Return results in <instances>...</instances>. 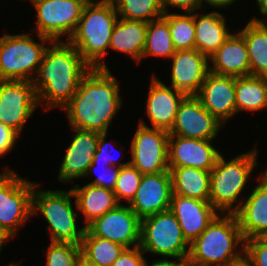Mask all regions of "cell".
Wrapping results in <instances>:
<instances>
[{
	"label": "cell",
	"mask_w": 267,
	"mask_h": 266,
	"mask_svg": "<svg viewBox=\"0 0 267 266\" xmlns=\"http://www.w3.org/2000/svg\"><path fill=\"white\" fill-rule=\"evenodd\" d=\"M257 164L256 147L228 162L222 155L219 156L210 171L209 202L220 214H234L240 208L244 200L238 198ZM235 203L236 206H233Z\"/></svg>",
	"instance_id": "5b68a950"
},
{
	"label": "cell",
	"mask_w": 267,
	"mask_h": 266,
	"mask_svg": "<svg viewBox=\"0 0 267 266\" xmlns=\"http://www.w3.org/2000/svg\"><path fill=\"white\" fill-rule=\"evenodd\" d=\"M107 134L108 133H99L98 144L96 152L94 153V157L92 159V163L96 166L101 161L102 163L108 164L109 166H116L119 168L129 165L130 161L118 164L117 160L112 155H110V151L112 150L108 148V143L107 141H105Z\"/></svg>",
	"instance_id": "8d00e7d4"
},
{
	"label": "cell",
	"mask_w": 267,
	"mask_h": 266,
	"mask_svg": "<svg viewBox=\"0 0 267 266\" xmlns=\"http://www.w3.org/2000/svg\"><path fill=\"white\" fill-rule=\"evenodd\" d=\"M119 19L111 0L87 3L68 41L91 68L108 69L105 61L114 26Z\"/></svg>",
	"instance_id": "3957f363"
},
{
	"label": "cell",
	"mask_w": 267,
	"mask_h": 266,
	"mask_svg": "<svg viewBox=\"0 0 267 266\" xmlns=\"http://www.w3.org/2000/svg\"><path fill=\"white\" fill-rule=\"evenodd\" d=\"M39 106L30 81H0V122L21 135L27 119Z\"/></svg>",
	"instance_id": "7c38bea8"
},
{
	"label": "cell",
	"mask_w": 267,
	"mask_h": 266,
	"mask_svg": "<svg viewBox=\"0 0 267 266\" xmlns=\"http://www.w3.org/2000/svg\"><path fill=\"white\" fill-rule=\"evenodd\" d=\"M238 32L245 39L250 75L267 77V22L252 18Z\"/></svg>",
	"instance_id": "4316f807"
},
{
	"label": "cell",
	"mask_w": 267,
	"mask_h": 266,
	"mask_svg": "<svg viewBox=\"0 0 267 266\" xmlns=\"http://www.w3.org/2000/svg\"><path fill=\"white\" fill-rule=\"evenodd\" d=\"M75 266H100V265L91 262L90 260L86 259L82 254H80Z\"/></svg>",
	"instance_id": "f6af8a7d"
},
{
	"label": "cell",
	"mask_w": 267,
	"mask_h": 266,
	"mask_svg": "<svg viewBox=\"0 0 267 266\" xmlns=\"http://www.w3.org/2000/svg\"><path fill=\"white\" fill-rule=\"evenodd\" d=\"M237 248L241 250L237 252ZM241 254H244V238L237 217L219 213L190 243L186 262L192 266H225L239 259Z\"/></svg>",
	"instance_id": "277c9868"
},
{
	"label": "cell",
	"mask_w": 267,
	"mask_h": 266,
	"mask_svg": "<svg viewBox=\"0 0 267 266\" xmlns=\"http://www.w3.org/2000/svg\"><path fill=\"white\" fill-rule=\"evenodd\" d=\"M85 3H94L95 1L92 0H83Z\"/></svg>",
	"instance_id": "c3c4849f"
},
{
	"label": "cell",
	"mask_w": 267,
	"mask_h": 266,
	"mask_svg": "<svg viewBox=\"0 0 267 266\" xmlns=\"http://www.w3.org/2000/svg\"><path fill=\"white\" fill-rule=\"evenodd\" d=\"M144 253L187 261L190 244L174 214L164 211L141 220L140 245Z\"/></svg>",
	"instance_id": "ba28073f"
},
{
	"label": "cell",
	"mask_w": 267,
	"mask_h": 266,
	"mask_svg": "<svg viewBox=\"0 0 267 266\" xmlns=\"http://www.w3.org/2000/svg\"><path fill=\"white\" fill-rule=\"evenodd\" d=\"M9 266H18V264H16V263H11V264H9Z\"/></svg>",
	"instance_id": "681fc988"
},
{
	"label": "cell",
	"mask_w": 267,
	"mask_h": 266,
	"mask_svg": "<svg viewBox=\"0 0 267 266\" xmlns=\"http://www.w3.org/2000/svg\"><path fill=\"white\" fill-rule=\"evenodd\" d=\"M171 38L177 50L195 49V12L186 14L164 13Z\"/></svg>",
	"instance_id": "d6a6232c"
},
{
	"label": "cell",
	"mask_w": 267,
	"mask_h": 266,
	"mask_svg": "<svg viewBox=\"0 0 267 266\" xmlns=\"http://www.w3.org/2000/svg\"><path fill=\"white\" fill-rule=\"evenodd\" d=\"M32 4L37 11V35L62 41L60 36L67 34L69 40L74 33L87 3L83 0H35Z\"/></svg>",
	"instance_id": "30bf717a"
},
{
	"label": "cell",
	"mask_w": 267,
	"mask_h": 266,
	"mask_svg": "<svg viewBox=\"0 0 267 266\" xmlns=\"http://www.w3.org/2000/svg\"><path fill=\"white\" fill-rule=\"evenodd\" d=\"M119 18L150 22L163 17L160 0H111Z\"/></svg>",
	"instance_id": "1f68e13d"
},
{
	"label": "cell",
	"mask_w": 267,
	"mask_h": 266,
	"mask_svg": "<svg viewBox=\"0 0 267 266\" xmlns=\"http://www.w3.org/2000/svg\"><path fill=\"white\" fill-rule=\"evenodd\" d=\"M236 114L242 111H260L267 108V77H234Z\"/></svg>",
	"instance_id": "f1b7e54d"
},
{
	"label": "cell",
	"mask_w": 267,
	"mask_h": 266,
	"mask_svg": "<svg viewBox=\"0 0 267 266\" xmlns=\"http://www.w3.org/2000/svg\"><path fill=\"white\" fill-rule=\"evenodd\" d=\"M144 252L139 246L125 248L112 266H143Z\"/></svg>",
	"instance_id": "f35d334b"
},
{
	"label": "cell",
	"mask_w": 267,
	"mask_h": 266,
	"mask_svg": "<svg viewBox=\"0 0 267 266\" xmlns=\"http://www.w3.org/2000/svg\"><path fill=\"white\" fill-rule=\"evenodd\" d=\"M144 122L140 120L132 138L130 164L142 174L169 172V133L150 128Z\"/></svg>",
	"instance_id": "8fae6325"
},
{
	"label": "cell",
	"mask_w": 267,
	"mask_h": 266,
	"mask_svg": "<svg viewBox=\"0 0 267 266\" xmlns=\"http://www.w3.org/2000/svg\"><path fill=\"white\" fill-rule=\"evenodd\" d=\"M38 184L34 183L32 192V216L38 211L49 224L51 242L73 243L81 246L86 230L77 227V213L72 208L71 197H74L72 190H48L37 189Z\"/></svg>",
	"instance_id": "8992f818"
},
{
	"label": "cell",
	"mask_w": 267,
	"mask_h": 266,
	"mask_svg": "<svg viewBox=\"0 0 267 266\" xmlns=\"http://www.w3.org/2000/svg\"><path fill=\"white\" fill-rule=\"evenodd\" d=\"M18 136L20 134L17 131L0 122V157L12 151Z\"/></svg>",
	"instance_id": "ab89813d"
},
{
	"label": "cell",
	"mask_w": 267,
	"mask_h": 266,
	"mask_svg": "<svg viewBox=\"0 0 267 266\" xmlns=\"http://www.w3.org/2000/svg\"><path fill=\"white\" fill-rule=\"evenodd\" d=\"M71 190L75 197V208L84 215L85 226L119 205L115 193L108 188L91 184L79 188L76 184Z\"/></svg>",
	"instance_id": "cb8c5ba5"
},
{
	"label": "cell",
	"mask_w": 267,
	"mask_h": 266,
	"mask_svg": "<svg viewBox=\"0 0 267 266\" xmlns=\"http://www.w3.org/2000/svg\"><path fill=\"white\" fill-rule=\"evenodd\" d=\"M81 248L73 243L51 242L46 254V266H75Z\"/></svg>",
	"instance_id": "e575fe53"
},
{
	"label": "cell",
	"mask_w": 267,
	"mask_h": 266,
	"mask_svg": "<svg viewBox=\"0 0 267 266\" xmlns=\"http://www.w3.org/2000/svg\"><path fill=\"white\" fill-rule=\"evenodd\" d=\"M211 141L169 135V167H192L211 171L221 155Z\"/></svg>",
	"instance_id": "e0dca14e"
},
{
	"label": "cell",
	"mask_w": 267,
	"mask_h": 266,
	"mask_svg": "<svg viewBox=\"0 0 267 266\" xmlns=\"http://www.w3.org/2000/svg\"><path fill=\"white\" fill-rule=\"evenodd\" d=\"M173 194L170 172L143 174L130 208L142 220L170 210Z\"/></svg>",
	"instance_id": "9a60e30c"
},
{
	"label": "cell",
	"mask_w": 267,
	"mask_h": 266,
	"mask_svg": "<svg viewBox=\"0 0 267 266\" xmlns=\"http://www.w3.org/2000/svg\"><path fill=\"white\" fill-rule=\"evenodd\" d=\"M173 194L209 201L210 171L192 167H169Z\"/></svg>",
	"instance_id": "83f0119b"
},
{
	"label": "cell",
	"mask_w": 267,
	"mask_h": 266,
	"mask_svg": "<svg viewBox=\"0 0 267 266\" xmlns=\"http://www.w3.org/2000/svg\"><path fill=\"white\" fill-rule=\"evenodd\" d=\"M225 20V15L216 11L200 16L195 12V49L212 56L231 34Z\"/></svg>",
	"instance_id": "d4e9b609"
},
{
	"label": "cell",
	"mask_w": 267,
	"mask_h": 266,
	"mask_svg": "<svg viewBox=\"0 0 267 266\" xmlns=\"http://www.w3.org/2000/svg\"><path fill=\"white\" fill-rule=\"evenodd\" d=\"M161 7L164 13H167V7H176L183 10L186 13H193L197 9L203 8L201 0H160Z\"/></svg>",
	"instance_id": "60d3db41"
},
{
	"label": "cell",
	"mask_w": 267,
	"mask_h": 266,
	"mask_svg": "<svg viewBox=\"0 0 267 266\" xmlns=\"http://www.w3.org/2000/svg\"><path fill=\"white\" fill-rule=\"evenodd\" d=\"M142 173L131 164L119 169L118 178L113 192L119 204L125 200L128 205L134 199L139 187Z\"/></svg>",
	"instance_id": "836d02e7"
},
{
	"label": "cell",
	"mask_w": 267,
	"mask_h": 266,
	"mask_svg": "<svg viewBox=\"0 0 267 266\" xmlns=\"http://www.w3.org/2000/svg\"><path fill=\"white\" fill-rule=\"evenodd\" d=\"M234 77L208 72L195 95L202 106L223 125L236 114Z\"/></svg>",
	"instance_id": "2e32d148"
},
{
	"label": "cell",
	"mask_w": 267,
	"mask_h": 266,
	"mask_svg": "<svg viewBox=\"0 0 267 266\" xmlns=\"http://www.w3.org/2000/svg\"><path fill=\"white\" fill-rule=\"evenodd\" d=\"M150 83L146 113L152 124L151 128L169 132L174 124L179 106L187 95L167 86L156 76H152Z\"/></svg>",
	"instance_id": "44dd1931"
},
{
	"label": "cell",
	"mask_w": 267,
	"mask_h": 266,
	"mask_svg": "<svg viewBox=\"0 0 267 266\" xmlns=\"http://www.w3.org/2000/svg\"><path fill=\"white\" fill-rule=\"evenodd\" d=\"M170 211L174 214L187 242L192 243L218 215L209 201L172 194Z\"/></svg>",
	"instance_id": "d6986e66"
},
{
	"label": "cell",
	"mask_w": 267,
	"mask_h": 266,
	"mask_svg": "<svg viewBox=\"0 0 267 266\" xmlns=\"http://www.w3.org/2000/svg\"><path fill=\"white\" fill-rule=\"evenodd\" d=\"M103 165L104 166H101V167H102V170H104V171L100 175H98V177L95 178L94 181H92L88 184L113 190L115 188V185H116V181L118 178V173H119L120 168L116 167V166H109L108 164H103ZM94 168H95V165L92 163L89 166V169L86 173V176H88L92 172H94V170H95ZM107 168H109L111 171L109 169L107 171Z\"/></svg>",
	"instance_id": "74e56055"
},
{
	"label": "cell",
	"mask_w": 267,
	"mask_h": 266,
	"mask_svg": "<svg viewBox=\"0 0 267 266\" xmlns=\"http://www.w3.org/2000/svg\"><path fill=\"white\" fill-rule=\"evenodd\" d=\"M225 266H253L252 262L243 254L239 259L229 262Z\"/></svg>",
	"instance_id": "ee69618b"
},
{
	"label": "cell",
	"mask_w": 267,
	"mask_h": 266,
	"mask_svg": "<svg viewBox=\"0 0 267 266\" xmlns=\"http://www.w3.org/2000/svg\"><path fill=\"white\" fill-rule=\"evenodd\" d=\"M86 229L96 237L108 239L125 248L140 245L141 219L127 204L94 219Z\"/></svg>",
	"instance_id": "4fadbf2b"
},
{
	"label": "cell",
	"mask_w": 267,
	"mask_h": 266,
	"mask_svg": "<svg viewBox=\"0 0 267 266\" xmlns=\"http://www.w3.org/2000/svg\"><path fill=\"white\" fill-rule=\"evenodd\" d=\"M40 44L30 34H5L0 37V81H30L41 64L45 49L44 44L53 41L37 35ZM31 75V76H30Z\"/></svg>",
	"instance_id": "52a82bcc"
},
{
	"label": "cell",
	"mask_w": 267,
	"mask_h": 266,
	"mask_svg": "<svg viewBox=\"0 0 267 266\" xmlns=\"http://www.w3.org/2000/svg\"><path fill=\"white\" fill-rule=\"evenodd\" d=\"M221 125L195 95H187L181 102L169 135L201 140H215Z\"/></svg>",
	"instance_id": "5bb4252c"
},
{
	"label": "cell",
	"mask_w": 267,
	"mask_h": 266,
	"mask_svg": "<svg viewBox=\"0 0 267 266\" xmlns=\"http://www.w3.org/2000/svg\"><path fill=\"white\" fill-rule=\"evenodd\" d=\"M80 248L81 254L86 259L100 266H112L125 249V247L118 243L93 236L87 229L85 230Z\"/></svg>",
	"instance_id": "f546056e"
},
{
	"label": "cell",
	"mask_w": 267,
	"mask_h": 266,
	"mask_svg": "<svg viewBox=\"0 0 267 266\" xmlns=\"http://www.w3.org/2000/svg\"><path fill=\"white\" fill-rule=\"evenodd\" d=\"M34 182L25 180L13 170L0 174V235L6 242L32 217Z\"/></svg>",
	"instance_id": "9c48e42d"
},
{
	"label": "cell",
	"mask_w": 267,
	"mask_h": 266,
	"mask_svg": "<svg viewBox=\"0 0 267 266\" xmlns=\"http://www.w3.org/2000/svg\"><path fill=\"white\" fill-rule=\"evenodd\" d=\"M72 129L75 131V135L59 169L58 179L61 182H72L73 179L86 177L98 144V132Z\"/></svg>",
	"instance_id": "ffe728a7"
},
{
	"label": "cell",
	"mask_w": 267,
	"mask_h": 266,
	"mask_svg": "<svg viewBox=\"0 0 267 266\" xmlns=\"http://www.w3.org/2000/svg\"><path fill=\"white\" fill-rule=\"evenodd\" d=\"M256 1H257V5L259 6L258 10H260V14L266 16L267 15V0H256Z\"/></svg>",
	"instance_id": "bcb514c9"
},
{
	"label": "cell",
	"mask_w": 267,
	"mask_h": 266,
	"mask_svg": "<svg viewBox=\"0 0 267 266\" xmlns=\"http://www.w3.org/2000/svg\"><path fill=\"white\" fill-rule=\"evenodd\" d=\"M186 263V261L181 260L176 263L175 261L163 258L162 260L153 261L151 265H148L147 260H145L143 266H184Z\"/></svg>",
	"instance_id": "b9f144b4"
},
{
	"label": "cell",
	"mask_w": 267,
	"mask_h": 266,
	"mask_svg": "<svg viewBox=\"0 0 267 266\" xmlns=\"http://www.w3.org/2000/svg\"><path fill=\"white\" fill-rule=\"evenodd\" d=\"M171 87L196 95L209 72V58L196 49L177 50L171 57Z\"/></svg>",
	"instance_id": "ac0fdd59"
},
{
	"label": "cell",
	"mask_w": 267,
	"mask_h": 266,
	"mask_svg": "<svg viewBox=\"0 0 267 266\" xmlns=\"http://www.w3.org/2000/svg\"><path fill=\"white\" fill-rule=\"evenodd\" d=\"M244 254L253 266H267V239L256 237L244 240Z\"/></svg>",
	"instance_id": "d590c367"
},
{
	"label": "cell",
	"mask_w": 267,
	"mask_h": 266,
	"mask_svg": "<svg viewBox=\"0 0 267 266\" xmlns=\"http://www.w3.org/2000/svg\"><path fill=\"white\" fill-rule=\"evenodd\" d=\"M45 49L41 64L32 84L38 103L45 110L64 108L77 91L81 79L91 69L68 41H53Z\"/></svg>",
	"instance_id": "7a4b0ae2"
},
{
	"label": "cell",
	"mask_w": 267,
	"mask_h": 266,
	"mask_svg": "<svg viewBox=\"0 0 267 266\" xmlns=\"http://www.w3.org/2000/svg\"><path fill=\"white\" fill-rule=\"evenodd\" d=\"M148 22L118 19L110 39L109 48L126 53L136 60H142Z\"/></svg>",
	"instance_id": "484cf974"
},
{
	"label": "cell",
	"mask_w": 267,
	"mask_h": 266,
	"mask_svg": "<svg viewBox=\"0 0 267 266\" xmlns=\"http://www.w3.org/2000/svg\"><path fill=\"white\" fill-rule=\"evenodd\" d=\"M5 243L6 240H4V238L0 235V253L2 251L3 246L6 245Z\"/></svg>",
	"instance_id": "7dc6e473"
},
{
	"label": "cell",
	"mask_w": 267,
	"mask_h": 266,
	"mask_svg": "<svg viewBox=\"0 0 267 266\" xmlns=\"http://www.w3.org/2000/svg\"><path fill=\"white\" fill-rule=\"evenodd\" d=\"M237 0H201L202 6L203 3L209 4V6L214 8H224L230 6L232 3H235Z\"/></svg>",
	"instance_id": "7bdbcfd3"
},
{
	"label": "cell",
	"mask_w": 267,
	"mask_h": 266,
	"mask_svg": "<svg viewBox=\"0 0 267 266\" xmlns=\"http://www.w3.org/2000/svg\"><path fill=\"white\" fill-rule=\"evenodd\" d=\"M209 71L232 77L250 75V62L244 37L231 33L219 49L209 57Z\"/></svg>",
	"instance_id": "603a6c76"
},
{
	"label": "cell",
	"mask_w": 267,
	"mask_h": 266,
	"mask_svg": "<svg viewBox=\"0 0 267 266\" xmlns=\"http://www.w3.org/2000/svg\"><path fill=\"white\" fill-rule=\"evenodd\" d=\"M117 82L109 69L91 68L63 108L71 128L107 133L111 120L122 107Z\"/></svg>",
	"instance_id": "6da1fadb"
},
{
	"label": "cell",
	"mask_w": 267,
	"mask_h": 266,
	"mask_svg": "<svg viewBox=\"0 0 267 266\" xmlns=\"http://www.w3.org/2000/svg\"><path fill=\"white\" fill-rule=\"evenodd\" d=\"M258 179L261 181L234 213L244 240L267 234V170Z\"/></svg>",
	"instance_id": "7402d4cb"
},
{
	"label": "cell",
	"mask_w": 267,
	"mask_h": 266,
	"mask_svg": "<svg viewBox=\"0 0 267 266\" xmlns=\"http://www.w3.org/2000/svg\"><path fill=\"white\" fill-rule=\"evenodd\" d=\"M175 52L168 22L163 17L148 22L142 58L160 56L171 59Z\"/></svg>",
	"instance_id": "4dcf8cb0"
}]
</instances>
